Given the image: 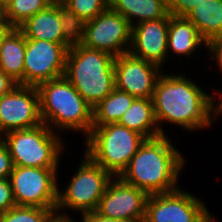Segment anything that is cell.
Masks as SVG:
<instances>
[{
  "instance_id": "obj_1",
  "label": "cell",
  "mask_w": 222,
  "mask_h": 222,
  "mask_svg": "<svg viewBox=\"0 0 222 222\" xmlns=\"http://www.w3.org/2000/svg\"><path fill=\"white\" fill-rule=\"evenodd\" d=\"M164 72L158 78L152 96L160 133L167 135L162 128L163 122L175 124L187 132L210 128L220 118L219 100L215 101L219 92H205L203 87L185 77V74Z\"/></svg>"
},
{
  "instance_id": "obj_2",
  "label": "cell",
  "mask_w": 222,
  "mask_h": 222,
  "mask_svg": "<svg viewBox=\"0 0 222 222\" xmlns=\"http://www.w3.org/2000/svg\"><path fill=\"white\" fill-rule=\"evenodd\" d=\"M167 135L146 139L119 176L148 195L174 191L185 159Z\"/></svg>"
},
{
  "instance_id": "obj_3",
  "label": "cell",
  "mask_w": 222,
  "mask_h": 222,
  "mask_svg": "<svg viewBox=\"0 0 222 222\" xmlns=\"http://www.w3.org/2000/svg\"><path fill=\"white\" fill-rule=\"evenodd\" d=\"M37 89L42 123L58 134L64 131L84 133L86 137L90 134L93 107L65 76L43 82Z\"/></svg>"
},
{
  "instance_id": "obj_4",
  "label": "cell",
  "mask_w": 222,
  "mask_h": 222,
  "mask_svg": "<svg viewBox=\"0 0 222 222\" xmlns=\"http://www.w3.org/2000/svg\"><path fill=\"white\" fill-rule=\"evenodd\" d=\"M114 61L105 51L76 44L67 52L64 76L95 107L115 88Z\"/></svg>"
},
{
  "instance_id": "obj_5",
  "label": "cell",
  "mask_w": 222,
  "mask_h": 222,
  "mask_svg": "<svg viewBox=\"0 0 222 222\" xmlns=\"http://www.w3.org/2000/svg\"><path fill=\"white\" fill-rule=\"evenodd\" d=\"M85 138V154L113 177H119L146 138L129 128L110 123L92 126Z\"/></svg>"
},
{
  "instance_id": "obj_6",
  "label": "cell",
  "mask_w": 222,
  "mask_h": 222,
  "mask_svg": "<svg viewBox=\"0 0 222 222\" xmlns=\"http://www.w3.org/2000/svg\"><path fill=\"white\" fill-rule=\"evenodd\" d=\"M60 136L42 123L7 132L1 139L9 149L14 166L58 168L66 145Z\"/></svg>"
},
{
  "instance_id": "obj_7",
  "label": "cell",
  "mask_w": 222,
  "mask_h": 222,
  "mask_svg": "<svg viewBox=\"0 0 222 222\" xmlns=\"http://www.w3.org/2000/svg\"><path fill=\"white\" fill-rule=\"evenodd\" d=\"M79 164L67 187L64 190L58 188L56 207L58 212L62 213L63 210L64 214H68L65 210L69 209L80 212L82 216L95 212L113 178L108 171L94 163L85 153Z\"/></svg>"
},
{
  "instance_id": "obj_8",
  "label": "cell",
  "mask_w": 222,
  "mask_h": 222,
  "mask_svg": "<svg viewBox=\"0 0 222 222\" xmlns=\"http://www.w3.org/2000/svg\"><path fill=\"white\" fill-rule=\"evenodd\" d=\"M58 172V168L14 166L9 179L16 205L56 208Z\"/></svg>"
},
{
  "instance_id": "obj_9",
  "label": "cell",
  "mask_w": 222,
  "mask_h": 222,
  "mask_svg": "<svg viewBox=\"0 0 222 222\" xmlns=\"http://www.w3.org/2000/svg\"><path fill=\"white\" fill-rule=\"evenodd\" d=\"M211 216L202 199L178 188L149 195L144 222H206Z\"/></svg>"
},
{
  "instance_id": "obj_10",
  "label": "cell",
  "mask_w": 222,
  "mask_h": 222,
  "mask_svg": "<svg viewBox=\"0 0 222 222\" xmlns=\"http://www.w3.org/2000/svg\"><path fill=\"white\" fill-rule=\"evenodd\" d=\"M69 43L27 39L24 55L23 85L39 84L64 76Z\"/></svg>"
},
{
  "instance_id": "obj_11",
  "label": "cell",
  "mask_w": 222,
  "mask_h": 222,
  "mask_svg": "<svg viewBox=\"0 0 222 222\" xmlns=\"http://www.w3.org/2000/svg\"><path fill=\"white\" fill-rule=\"evenodd\" d=\"M131 33L130 23L109 7L94 19L86 21L81 45L117 57L129 52Z\"/></svg>"
},
{
  "instance_id": "obj_12",
  "label": "cell",
  "mask_w": 222,
  "mask_h": 222,
  "mask_svg": "<svg viewBox=\"0 0 222 222\" xmlns=\"http://www.w3.org/2000/svg\"><path fill=\"white\" fill-rule=\"evenodd\" d=\"M42 124L39 93L36 86L17 84L0 97V136L13 130L29 129Z\"/></svg>"
},
{
  "instance_id": "obj_13",
  "label": "cell",
  "mask_w": 222,
  "mask_h": 222,
  "mask_svg": "<svg viewBox=\"0 0 222 222\" xmlns=\"http://www.w3.org/2000/svg\"><path fill=\"white\" fill-rule=\"evenodd\" d=\"M148 194L137 187L113 177L96 210L103 217L127 222H144Z\"/></svg>"
},
{
  "instance_id": "obj_14",
  "label": "cell",
  "mask_w": 222,
  "mask_h": 222,
  "mask_svg": "<svg viewBox=\"0 0 222 222\" xmlns=\"http://www.w3.org/2000/svg\"><path fill=\"white\" fill-rule=\"evenodd\" d=\"M158 65L138 58L130 52L115 57V88L135 98H152L163 70Z\"/></svg>"
},
{
  "instance_id": "obj_15",
  "label": "cell",
  "mask_w": 222,
  "mask_h": 222,
  "mask_svg": "<svg viewBox=\"0 0 222 222\" xmlns=\"http://www.w3.org/2000/svg\"><path fill=\"white\" fill-rule=\"evenodd\" d=\"M168 25L169 14L162 19L133 25L129 52L163 69L168 60Z\"/></svg>"
},
{
  "instance_id": "obj_16",
  "label": "cell",
  "mask_w": 222,
  "mask_h": 222,
  "mask_svg": "<svg viewBox=\"0 0 222 222\" xmlns=\"http://www.w3.org/2000/svg\"><path fill=\"white\" fill-rule=\"evenodd\" d=\"M207 49V43L202 39L194 24L186 17L172 16L169 14L168 25V58L171 53L180 56L193 57L195 52ZM201 48L200 50H198Z\"/></svg>"
},
{
  "instance_id": "obj_17",
  "label": "cell",
  "mask_w": 222,
  "mask_h": 222,
  "mask_svg": "<svg viewBox=\"0 0 222 222\" xmlns=\"http://www.w3.org/2000/svg\"><path fill=\"white\" fill-rule=\"evenodd\" d=\"M18 29L27 39L68 43L62 36L58 1H53L46 9L28 18Z\"/></svg>"
},
{
  "instance_id": "obj_18",
  "label": "cell",
  "mask_w": 222,
  "mask_h": 222,
  "mask_svg": "<svg viewBox=\"0 0 222 222\" xmlns=\"http://www.w3.org/2000/svg\"><path fill=\"white\" fill-rule=\"evenodd\" d=\"M26 38L18 28H12L0 45V69L18 84L23 85Z\"/></svg>"
},
{
  "instance_id": "obj_19",
  "label": "cell",
  "mask_w": 222,
  "mask_h": 222,
  "mask_svg": "<svg viewBox=\"0 0 222 222\" xmlns=\"http://www.w3.org/2000/svg\"><path fill=\"white\" fill-rule=\"evenodd\" d=\"M118 124L141 134L146 139L162 136L155 118L152 98H135Z\"/></svg>"
},
{
  "instance_id": "obj_20",
  "label": "cell",
  "mask_w": 222,
  "mask_h": 222,
  "mask_svg": "<svg viewBox=\"0 0 222 222\" xmlns=\"http://www.w3.org/2000/svg\"><path fill=\"white\" fill-rule=\"evenodd\" d=\"M109 7L126 19L131 26L144 21L162 19L169 14L168 0H109Z\"/></svg>"
},
{
  "instance_id": "obj_21",
  "label": "cell",
  "mask_w": 222,
  "mask_h": 222,
  "mask_svg": "<svg viewBox=\"0 0 222 222\" xmlns=\"http://www.w3.org/2000/svg\"><path fill=\"white\" fill-rule=\"evenodd\" d=\"M185 17L194 24L207 44L222 38V0H204Z\"/></svg>"
},
{
  "instance_id": "obj_22",
  "label": "cell",
  "mask_w": 222,
  "mask_h": 222,
  "mask_svg": "<svg viewBox=\"0 0 222 222\" xmlns=\"http://www.w3.org/2000/svg\"><path fill=\"white\" fill-rule=\"evenodd\" d=\"M134 96L117 88L93 107V126L118 123L124 112L131 106Z\"/></svg>"
},
{
  "instance_id": "obj_23",
  "label": "cell",
  "mask_w": 222,
  "mask_h": 222,
  "mask_svg": "<svg viewBox=\"0 0 222 222\" xmlns=\"http://www.w3.org/2000/svg\"><path fill=\"white\" fill-rule=\"evenodd\" d=\"M53 0H11L4 9V19L13 27L18 28L28 18L46 9Z\"/></svg>"
},
{
  "instance_id": "obj_24",
  "label": "cell",
  "mask_w": 222,
  "mask_h": 222,
  "mask_svg": "<svg viewBox=\"0 0 222 222\" xmlns=\"http://www.w3.org/2000/svg\"><path fill=\"white\" fill-rule=\"evenodd\" d=\"M58 10L63 38L71 46L81 44L84 40L86 21L78 17L61 1H58Z\"/></svg>"
},
{
  "instance_id": "obj_25",
  "label": "cell",
  "mask_w": 222,
  "mask_h": 222,
  "mask_svg": "<svg viewBox=\"0 0 222 222\" xmlns=\"http://www.w3.org/2000/svg\"><path fill=\"white\" fill-rule=\"evenodd\" d=\"M55 210L56 208L16 205L10 210L0 213V222H45Z\"/></svg>"
},
{
  "instance_id": "obj_26",
  "label": "cell",
  "mask_w": 222,
  "mask_h": 222,
  "mask_svg": "<svg viewBox=\"0 0 222 222\" xmlns=\"http://www.w3.org/2000/svg\"><path fill=\"white\" fill-rule=\"evenodd\" d=\"M61 2L85 21L94 19L109 8V0H61Z\"/></svg>"
},
{
  "instance_id": "obj_27",
  "label": "cell",
  "mask_w": 222,
  "mask_h": 222,
  "mask_svg": "<svg viewBox=\"0 0 222 222\" xmlns=\"http://www.w3.org/2000/svg\"><path fill=\"white\" fill-rule=\"evenodd\" d=\"M204 0H168L169 14L185 17L197 4Z\"/></svg>"
},
{
  "instance_id": "obj_28",
  "label": "cell",
  "mask_w": 222,
  "mask_h": 222,
  "mask_svg": "<svg viewBox=\"0 0 222 222\" xmlns=\"http://www.w3.org/2000/svg\"><path fill=\"white\" fill-rule=\"evenodd\" d=\"M16 206L10 179H0V213L10 210Z\"/></svg>"
},
{
  "instance_id": "obj_29",
  "label": "cell",
  "mask_w": 222,
  "mask_h": 222,
  "mask_svg": "<svg viewBox=\"0 0 222 222\" xmlns=\"http://www.w3.org/2000/svg\"><path fill=\"white\" fill-rule=\"evenodd\" d=\"M14 168L9 149L2 139H0V179L10 177Z\"/></svg>"
},
{
  "instance_id": "obj_30",
  "label": "cell",
  "mask_w": 222,
  "mask_h": 222,
  "mask_svg": "<svg viewBox=\"0 0 222 222\" xmlns=\"http://www.w3.org/2000/svg\"><path fill=\"white\" fill-rule=\"evenodd\" d=\"M207 52L210 54V58L216 61V65L222 72V38L214 39L207 44Z\"/></svg>"
},
{
  "instance_id": "obj_31",
  "label": "cell",
  "mask_w": 222,
  "mask_h": 222,
  "mask_svg": "<svg viewBox=\"0 0 222 222\" xmlns=\"http://www.w3.org/2000/svg\"><path fill=\"white\" fill-rule=\"evenodd\" d=\"M17 84L16 81L0 69V97L8 94Z\"/></svg>"
},
{
  "instance_id": "obj_32",
  "label": "cell",
  "mask_w": 222,
  "mask_h": 222,
  "mask_svg": "<svg viewBox=\"0 0 222 222\" xmlns=\"http://www.w3.org/2000/svg\"><path fill=\"white\" fill-rule=\"evenodd\" d=\"M82 220L83 222H127L120 219H111L103 217L100 214H98L96 211L83 215Z\"/></svg>"
},
{
  "instance_id": "obj_33",
  "label": "cell",
  "mask_w": 222,
  "mask_h": 222,
  "mask_svg": "<svg viewBox=\"0 0 222 222\" xmlns=\"http://www.w3.org/2000/svg\"><path fill=\"white\" fill-rule=\"evenodd\" d=\"M45 222H75V220L71 218V215L55 210L49 215ZM80 222H83V220L81 219Z\"/></svg>"
},
{
  "instance_id": "obj_34",
  "label": "cell",
  "mask_w": 222,
  "mask_h": 222,
  "mask_svg": "<svg viewBox=\"0 0 222 222\" xmlns=\"http://www.w3.org/2000/svg\"><path fill=\"white\" fill-rule=\"evenodd\" d=\"M13 27L4 19L0 21V45L2 39Z\"/></svg>"
},
{
  "instance_id": "obj_35",
  "label": "cell",
  "mask_w": 222,
  "mask_h": 222,
  "mask_svg": "<svg viewBox=\"0 0 222 222\" xmlns=\"http://www.w3.org/2000/svg\"><path fill=\"white\" fill-rule=\"evenodd\" d=\"M220 98L218 97L217 100H219V116L222 115V91H219Z\"/></svg>"
},
{
  "instance_id": "obj_36",
  "label": "cell",
  "mask_w": 222,
  "mask_h": 222,
  "mask_svg": "<svg viewBox=\"0 0 222 222\" xmlns=\"http://www.w3.org/2000/svg\"><path fill=\"white\" fill-rule=\"evenodd\" d=\"M11 0H0V6L5 9Z\"/></svg>"
},
{
  "instance_id": "obj_37",
  "label": "cell",
  "mask_w": 222,
  "mask_h": 222,
  "mask_svg": "<svg viewBox=\"0 0 222 222\" xmlns=\"http://www.w3.org/2000/svg\"><path fill=\"white\" fill-rule=\"evenodd\" d=\"M4 20V9L0 6V21Z\"/></svg>"
},
{
  "instance_id": "obj_38",
  "label": "cell",
  "mask_w": 222,
  "mask_h": 222,
  "mask_svg": "<svg viewBox=\"0 0 222 222\" xmlns=\"http://www.w3.org/2000/svg\"><path fill=\"white\" fill-rule=\"evenodd\" d=\"M206 222H216V220L214 217L211 216Z\"/></svg>"
}]
</instances>
